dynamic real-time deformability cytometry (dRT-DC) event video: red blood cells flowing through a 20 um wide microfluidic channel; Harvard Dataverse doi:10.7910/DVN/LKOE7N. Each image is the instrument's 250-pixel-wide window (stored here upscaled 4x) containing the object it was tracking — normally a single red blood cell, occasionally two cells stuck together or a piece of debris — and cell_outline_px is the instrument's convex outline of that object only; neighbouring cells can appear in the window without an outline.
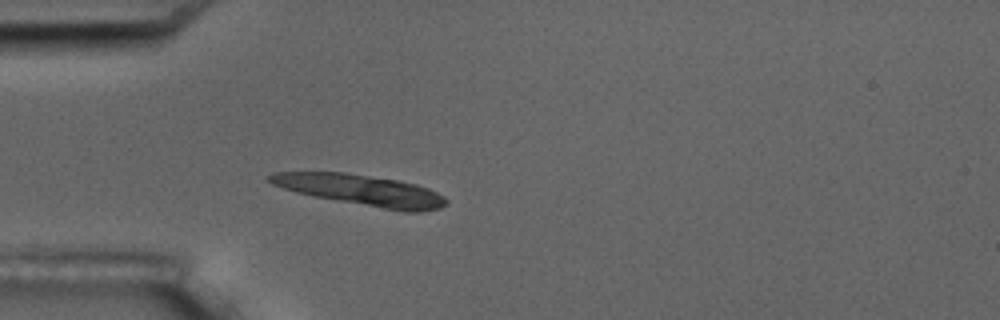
{"species": "common noctule bat (a hibernating species)", "species_latin": "Nyctalus noctula", "temperature_condition": "room temperature", "stored_images_in_passage": 4, "camera_frame_rate_fps": 3000, "um_per_image_px": 0.085, "animal": {"sex": "male", "body_mass_g": 17.5, "forearm_length_mm": 52.3}, "frame": {"image": 1, "passage_image": 4, "time_ms": 4.333, "image_size_px": [1000, 320], "cell_outline_px": [[448, 204], [440, 208], [420, 212], [404, 212], [312, 196], [296, 192], [272, 184], [264, 180], [264, 176], [272, 172], [344, 172], [396, 180], [416, 184], [428, 188], [444, 196], [448, 200]], "centroid_in_image_um": [30.66, 16.16], "position_along_channel_um": 54.3, "area_um2": 31.91}}